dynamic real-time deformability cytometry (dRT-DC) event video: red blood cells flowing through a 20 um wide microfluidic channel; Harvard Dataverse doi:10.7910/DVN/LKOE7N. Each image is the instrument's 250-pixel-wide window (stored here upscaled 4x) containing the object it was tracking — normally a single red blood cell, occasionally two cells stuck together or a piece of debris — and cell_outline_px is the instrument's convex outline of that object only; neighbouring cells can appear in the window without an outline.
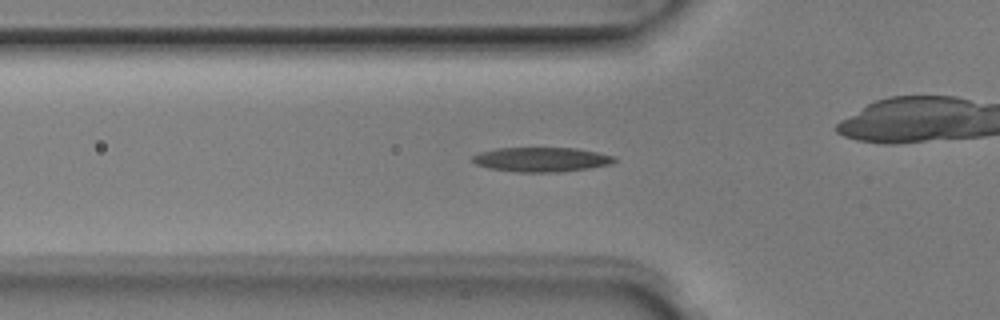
{"species": "Egyptian fruit bat (a non-hibernating species)", "species_latin": "Rousettus aegyptiacus", "temperature_condition": "room temperature", "stored_images_in_passage": 51, "camera_frame_rate_fps": 3000, "um_per_image_px": 0.085, "animal": {"sex": "male"}, "frame": {"image": 1, "passage_image": 16, "time_ms": 5.0, "image_size_px": [1000, 320], "cell_outline_px": [[616, 160], [612, 164], [588, 168], [560, 172], [516, 172], [488, 168], [476, 164], [472, 160], [472, 156], [480, 152], [496, 148], [576, 148], [616, 156]], "centroid_in_image_um": [46.02, 13.56], "position_along_channel_um": 79.8, "area_um2": 20.29}}
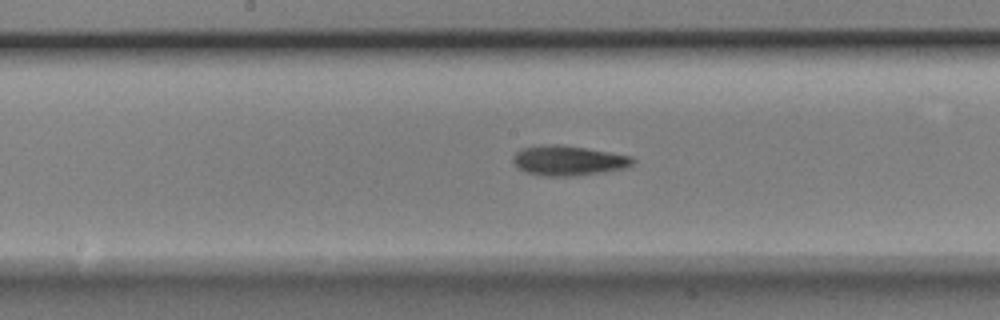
{"frame": {"image": 2, "passage_image": 25, "time_ms": 8.0, "image_size_px": [1000, 320], "cell_outline_px": [[636, 160], [628, 168], [576, 176], [544, 176], [528, 172], [516, 168], [512, 160], [512, 156], [520, 148], [544, 144], [560, 144], [632, 156]], "centroid_in_image_um": [48.28, 13.65], "position_along_channel_um": 199.9, "area_um2": 21.04}}
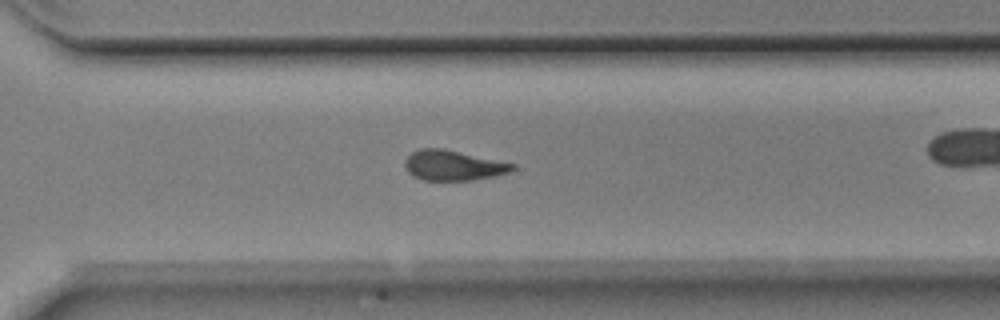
{"frame": {"image": 3, "passage_image": 35, "time_ms": 11.333, "image_size_px": [1000, 320], "cell_outline_px": [[516, 168], [512, 172], [496, 176], [472, 180], [424, 180], [412, 176], [404, 168], [404, 160], [412, 152], [420, 148], [444, 148], [516, 164]], "centroid_in_image_um": [38.53, 14.06], "position_along_channel_um": 332.1, "area_um2": 19.19}, "authors_computed_cell_mechanics": {"area_um2": 19.4208, "velocity_mm_per_s": 3.9815, "shape_relaxation_time_tau1_ms": 4.9256, "shape_relaxation_time_tau2_ms": null, "deformation_change_tau1": 0.1786, "deformation_change_tau2": null}}